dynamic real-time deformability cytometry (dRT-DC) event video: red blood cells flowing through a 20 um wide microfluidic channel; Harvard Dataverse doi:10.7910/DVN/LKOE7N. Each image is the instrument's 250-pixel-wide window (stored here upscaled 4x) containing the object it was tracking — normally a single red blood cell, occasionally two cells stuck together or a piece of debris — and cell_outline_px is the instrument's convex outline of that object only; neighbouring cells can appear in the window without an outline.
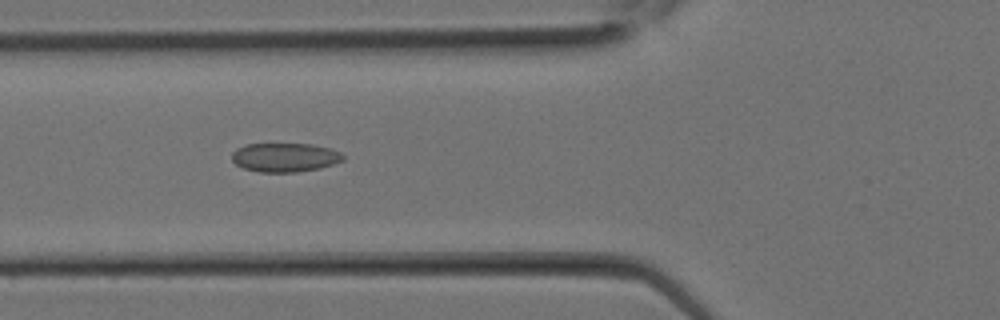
{"species": "Egyptian fruit bat (a non-hibernating species)", "species_latin": "Rousettus aegyptiacus", "temperature_condition": "room temperature", "stored_images_in_passage": 12, "camera_frame_rate_fps": 3000, "um_per_image_px": 0.085, "animal": {"sex": "female"}, "frame": {"image": 1, "passage_image": 9, "time_ms": 2.667, "image_size_px": [1000, 320], "cell_outline_px": [[344, 160], [320, 168], [296, 172], [260, 172], [244, 168], [236, 164], [232, 160], [232, 152], [236, 148], [248, 144], [312, 144], [328, 148], [340, 152], [344, 156]], "centroid_in_image_um": [24.2, 13.38], "position_along_channel_um": 101.6, "area_um2": 18.67}}
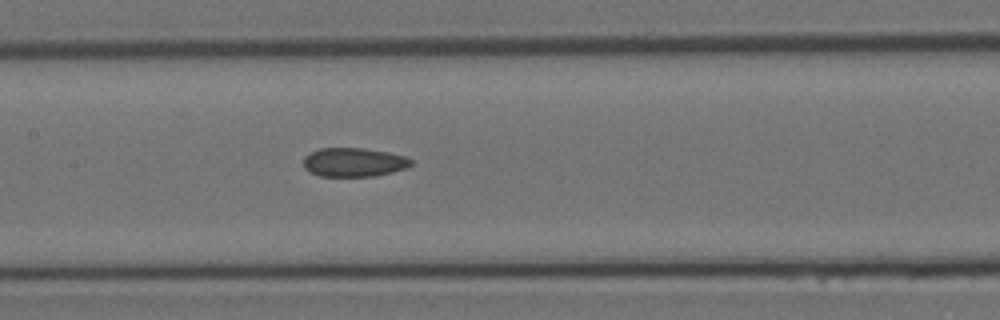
{"frame": {"image": 2, "passage_image": 12, "time_ms": 3.667, "image_size_px": [1000, 320], "cell_outline_px": [[412, 164], [404, 168], [392, 172], [372, 176], [320, 176], [308, 172], [304, 168], [304, 156], [320, 148], [364, 148], [388, 152], [404, 156], [412, 160]], "centroid_in_image_um": [30.04, 13.79], "position_along_channel_um": 177.4, "area_um2": 18.03}}